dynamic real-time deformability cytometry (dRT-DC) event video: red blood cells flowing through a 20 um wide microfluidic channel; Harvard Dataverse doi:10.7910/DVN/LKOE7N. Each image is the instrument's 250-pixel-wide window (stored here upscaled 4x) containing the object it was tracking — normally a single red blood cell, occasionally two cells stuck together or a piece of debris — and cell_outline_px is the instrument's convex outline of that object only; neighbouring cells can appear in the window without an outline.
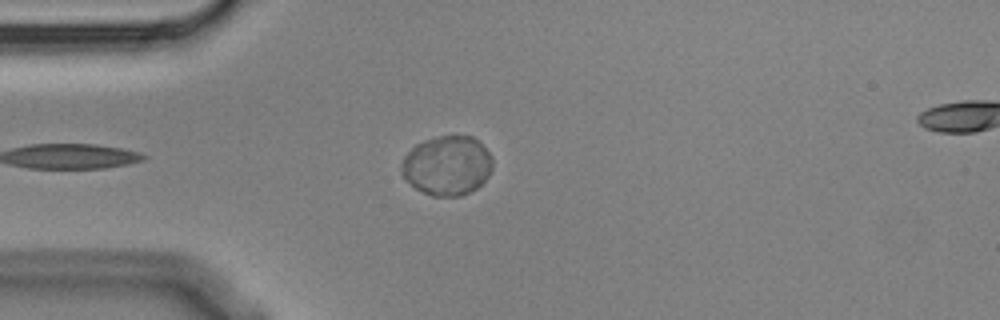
{"species": "Egyptian fruit bat (a non-hibernating species)", "species_latin": "Rousettus aegyptiacus", "temperature_condition": "cold", "stored_images_in_passage": 4, "camera_frame_rate_fps": 3000, "um_per_image_px": 0.085, "animal": {"sex": "male"}, "frame": {"image": 1, "passage_image": 4, "time_ms": 1.0, "image_size_px": [1000, 320], "cell_outline_px": [[492, 168], [488, 176], [476, 188], [460, 196], [432, 196], [416, 188], [400, 172], [400, 164], [404, 156], [416, 144], [424, 140], [440, 136], [472, 136], [492, 156]], "centroid_in_image_um": [37.99, 14.07], "position_along_channel_um": 47.0, "area_um2": 31.27}}